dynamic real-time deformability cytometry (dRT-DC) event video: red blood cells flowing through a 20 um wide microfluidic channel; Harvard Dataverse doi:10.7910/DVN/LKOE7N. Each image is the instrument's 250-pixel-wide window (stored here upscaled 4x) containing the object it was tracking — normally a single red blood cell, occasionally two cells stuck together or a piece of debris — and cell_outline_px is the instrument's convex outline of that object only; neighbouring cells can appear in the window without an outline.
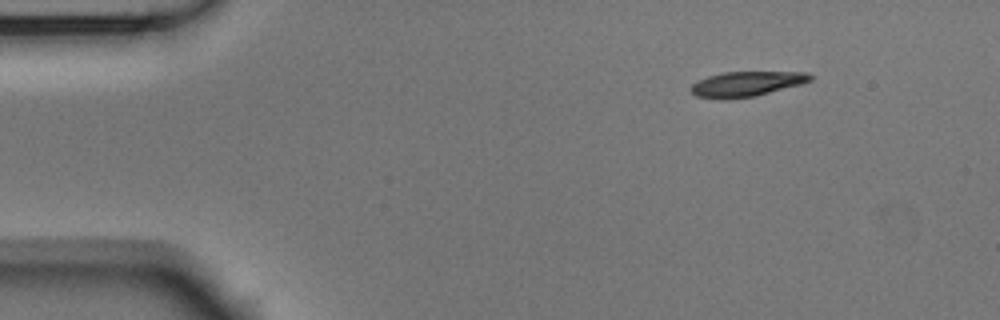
{"species": "Egyptian fruit bat (a non-hibernating species)", "species_latin": "Rousettus aegyptiacus", "temperature_condition": "room temperature", "stored_images_in_passage": 6, "camera_frame_rate_fps": 3000, "um_per_image_px": 0.085, "animal": {"sex": "male"}, "frame": {"image": 1, "passage_image": 1, "time_ms": 0.0, "image_size_px": [1000, 320], "cell_outline_px": [[812, 80], [804, 84], [756, 96], [696, 96], [688, 88], [692, 84], [708, 76], [724, 72], [808, 72], [812, 76]], "centroid_in_image_um": [63.57, 7.09], "position_along_channel_um": 21.4, "area_um2": 16.76}}
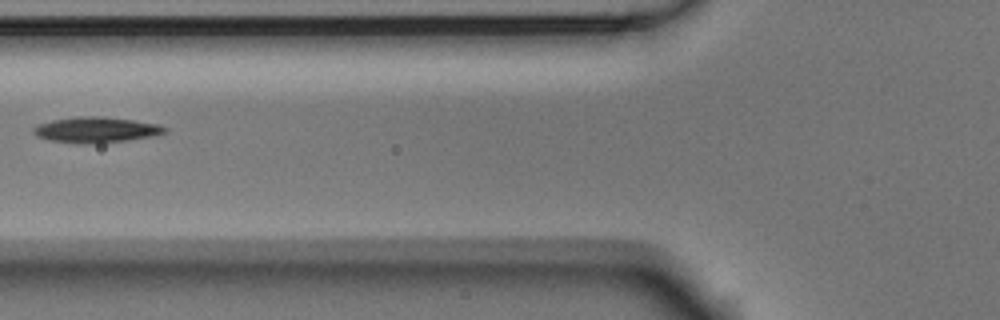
{"frame": {"image": 2, "passage_image": 5, "time_ms": 1.333, "image_size_px": [1000, 320], "cell_outline_px": [[168, 128], [164, 132], [148, 136], [124, 140], [96, 144], [76, 144], [52, 140], [36, 136], [32, 132], [32, 128], [40, 124], [52, 120], [76, 116], [104, 116], [160, 124]], "centroid_in_image_um": [8.11, 11.03], "position_along_channel_um": 117.7, "area_um2": 19.54}}
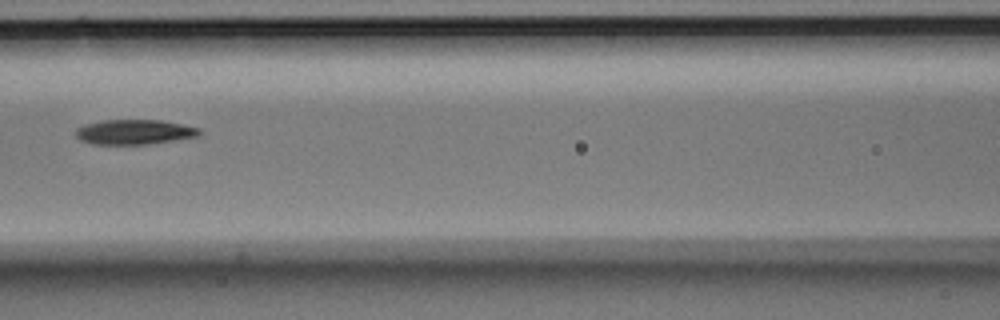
{"frame": {"image": 3, "passage_image": 6, "time_ms": 1.667, "image_size_px": [1000, 320], "cell_outline_px": [[204, 132], [200, 136], [148, 144], [92, 144], [80, 140], [76, 136], [76, 128], [84, 124], [104, 120], [160, 120], [200, 128]], "centroid_in_image_um": [11.44, 11.22], "position_along_channel_um": 155.2, "area_um2": 17.98}}